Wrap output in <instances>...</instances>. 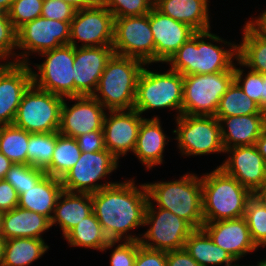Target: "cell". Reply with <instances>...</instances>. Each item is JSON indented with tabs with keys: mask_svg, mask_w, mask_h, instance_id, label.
Masks as SVG:
<instances>
[{
	"mask_svg": "<svg viewBox=\"0 0 266 266\" xmlns=\"http://www.w3.org/2000/svg\"><path fill=\"white\" fill-rule=\"evenodd\" d=\"M133 178L116 182L91 193L93 212L110 241H139L141 236L129 231L144 226L148 203L146 185Z\"/></svg>",
	"mask_w": 266,
	"mask_h": 266,
	"instance_id": "6da1fadb",
	"label": "cell"
},
{
	"mask_svg": "<svg viewBox=\"0 0 266 266\" xmlns=\"http://www.w3.org/2000/svg\"><path fill=\"white\" fill-rule=\"evenodd\" d=\"M212 42L221 44L219 46ZM237 47L238 43L226 41L211 33L210 30L197 31L170 57L166 64L183 76L234 71V62L238 60Z\"/></svg>",
	"mask_w": 266,
	"mask_h": 266,
	"instance_id": "7a4b0ae2",
	"label": "cell"
},
{
	"mask_svg": "<svg viewBox=\"0 0 266 266\" xmlns=\"http://www.w3.org/2000/svg\"><path fill=\"white\" fill-rule=\"evenodd\" d=\"M145 185L148 200L155 207L171 211L194 229L202 228L204 220L201 176L188 172L178 180L157 181Z\"/></svg>",
	"mask_w": 266,
	"mask_h": 266,
	"instance_id": "3957f363",
	"label": "cell"
},
{
	"mask_svg": "<svg viewBox=\"0 0 266 266\" xmlns=\"http://www.w3.org/2000/svg\"><path fill=\"white\" fill-rule=\"evenodd\" d=\"M203 220L215 222L244 217L252 192L217 166L202 174Z\"/></svg>",
	"mask_w": 266,
	"mask_h": 266,
	"instance_id": "277c9868",
	"label": "cell"
},
{
	"mask_svg": "<svg viewBox=\"0 0 266 266\" xmlns=\"http://www.w3.org/2000/svg\"><path fill=\"white\" fill-rule=\"evenodd\" d=\"M147 65L136 58L113 54L107 61L92 95L108 111L134 108L137 81Z\"/></svg>",
	"mask_w": 266,
	"mask_h": 266,
	"instance_id": "5b68a950",
	"label": "cell"
},
{
	"mask_svg": "<svg viewBox=\"0 0 266 266\" xmlns=\"http://www.w3.org/2000/svg\"><path fill=\"white\" fill-rule=\"evenodd\" d=\"M183 75L172 69L166 72H153L146 67L142 69L136 88L134 110L141 115L154 109H169L182 115Z\"/></svg>",
	"mask_w": 266,
	"mask_h": 266,
	"instance_id": "8992f818",
	"label": "cell"
},
{
	"mask_svg": "<svg viewBox=\"0 0 266 266\" xmlns=\"http://www.w3.org/2000/svg\"><path fill=\"white\" fill-rule=\"evenodd\" d=\"M63 101L32 83L23 94L13 125L29 133L58 132Z\"/></svg>",
	"mask_w": 266,
	"mask_h": 266,
	"instance_id": "52a82bcc",
	"label": "cell"
},
{
	"mask_svg": "<svg viewBox=\"0 0 266 266\" xmlns=\"http://www.w3.org/2000/svg\"><path fill=\"white\" fill-rule=\"evenodd\" d=\"M234 82V71L183 76L182 114L215 116L219 101Z\"/></svg>",
	"mask_w": 266,
	"mask_h": 266,
	"instance_id": "ba28073f",
	"label": "cell"
},
{
	"mask_svg": "<svg viewBox=\"0 0 266 266\" xmlns=\"http://www.w3.org/2000/svg\"><path fill=\"white\" fill-rule=\"evenodd\" d=\"M177 148L183 156H202L224 153L221 126L215 116H193L182 114L175 118Z\"/></svg>",
	"mask_w": 266,
	"mask_h": 266,
	"instance_id": "9c48e42d",
	"label": "cell"
},
{
	"mask_svg": "<svg viewBox=\"0 0 266 266\" xmlns=\"http://www.w3.org/2000/svg\"><path fill=\"white\" fill-rule=\"evenodd\" d=\"M149 229L138 234L140 244L144 247L174 251L184 249L185 242L194 228L184 219L171 211L158 208L148 200L145 210L144 227Z\"/></svg>",
	"mask_w": 266,
	"mask_h": 266,
	"instance_id": "30bf717a",
	"label": "cell"
},
{
	"mask_svg": "<svg viewBox=\"0 0 266 266\" xmlns=\"http://www.w3.org/2000/svg\"><path fill=\"white\" fill-rule=\"evenodd\" d=\"M39 56L46 58L42 63L35 64L38 73L31 68L33 84L63 98L74 97L75 47L62 45Z\"/></svg>",
	"mask_w": 266,
	"mask_h": 266,
	"instance_id": "8fae6325",
	"label": "cell"
},
{
	"mask_svg": "<svg viewBox=\"0 0 266 266\" xmlns=\"http://www.w3.org/2000/svg\"><path fill=\"white\" fill-rule=\"evenodd\" d=\"M119 160L108 150L82 152L78 162L60 179L63 190L94 193L115 182L98 183L119 167ZM98 181V182H97Z\"/></svg>",
	"mask_w": 266,
	"mask_h": 266,
	"instance_id": "7c38bea8",
	"label": "cell"
},
{
	"mask_svg": "<svg viewBox=\"0 0 266 266\" xmlns=\"http://www.w3.org/2000/svg\"><path fill=\"white\" fill-rule=\"evenodd\" d=\"M70 23L37 17L17 30V63H30L29 56L68 45Z\"/></svg>",
	"mask_w": 266,
	"mask_h": 266,
	"instance_id": "4fadbf2b",
	"label": "cell"
},
{
	"mask_svg": "<svg viewBox=\"0 0 266 266\" xmlns=\"http://www.w3.org/2000/svg\"><path fill=\"white\" fill-rule=\"evenodd\" d=\"M114 54L155 63V43L150 27V12L139 16L114 18Z\"/></svg>",
	"mask_w": 266,
	"mask_h": 266,
	"instance_id": "5bb4252c",
	"label": "cell"
},
{
	"mask_svg": "<svg viewBox=\"0 0 266 266\" xmlns=\"http://www.w3.org/2000/svg\"><path fill=\"white\" fill-rule=\"evenodd\" d=\"M113 40L114 16L98 0L88 8L76 11L70 22V45L74 47L112 46Z\"/></svg>",
	"mask_w": 266,
	"mask_h": 266,
	"instance_id": "9a60e30c",
	"label": "cell"
},
{
	"mask_svg": "<svg viewBox=\"0 0 266 266\" xmlns=\"http://www.w3.org/2000/svg\"><path fill=\"white\" fill-rule=\"evenodd\" d=\"M75 101L67 105V100ZM106 109L93 96H76L64 98L60 126L61 135L77 138L92 131H103V120Z\"/></svg>",
	"mask_w": 266,
	"mask_h": 266,
	"instance_id": "2e32d148",
	"label": "cell"
},
{
	"mask_svg": "<svg viewBox=\"0 0 266 266\" xmlns=\"http://www.w3.org/2000/svg\"><path fill=\"white\" fill-rule=\"evenodd\" d=\"M145 119L137 110L108 111L103 120L105 148L118 160L133 153L141 122Z\"/></svg>",
	"mask_w": 266,
	"mask_h": 266,
	"instance_id": "e0dca14e",
	"label": "cell"
},
{
	"mask_svg": "<svg viewBox=\"0 0 266 266\" xmlns=\"http://www.w3.org/2000/svg\"><path fill=\"white\" fill-rule=\"evenodd\" d=\"M30 64L0 63V125H12L23 94L32 84Z\"/></svg>",
	"mask_w": 266,
	"mask_h": 266,
	"instance_id": "ac0fdd59",
	"label": "cell"
},
{
	"mask_svg": "<svg viewBox=\"0 0 266 266\" xmlns=\"http://www.w3.org/2000/svg\"><path fill=\"white\" fill-rule=\"evenodd\" d=\"M228 158L219 165L226 174L234 177L251 192L264 187L266 162L256 145L236 146L226 149Z\"/></svg>",
	"mask_w": 266,
	"mask_h": 266,
	"instance_id": "d6986e66",
	"label": "cell"
},
{
	"mask_svg": "<svg viewBox=\"0 0 266 266\" xmlns=\"http://www.w3.org/2000/svg\"><path fill=\"white\" fill-rule=\"evenodd\" d=\"M113 54L112 46L75 47L74 97L95 93L99 78Z\"/></svg>",
	"mask_w": 266,
	"mask_h": 266,
	"instance_id": "ffe728a7",
	"label": "cell"
},
{
	"mask_svg": "<svg viewBox=\"0 0 266 266\" xmlns=\"http://www.w3.org/2000/svg\"><path fill=\"white\" fill-rule=\"evenodd\" d=\"M150 27L155 43V63H166L196 31L189 25L162 14L155 7L150 11Z\"/></svg>",
	"mask_w": 266,
	"mask_h": 266,
	"instance_id": "44dd1931",
	"label": "cell"
},
{
	"mask_svg": "<svg viewBox=\"0 0 266 266\" xmlns=\"http://www.w3.org/2000/svg\"><path fill=\"white\" fill-rule=\"evenodd\" d=\"M202 228L213 242L227 251L235 261H239L258 247L252 241L246 219H235L206 222Z\"/></svg>",
	"mask_w": 266,
	"mask_h": 266,
	"instance_id": "7402d4cb",
	"label": "cell"
},
{
	"mask_svg": "<svg viewBox=\"0 0 266 266\" xmlns=\"http://www.w3.org/2000/svg\"><path fill=\"white\" fill-rule=\"evenodd\" d=\"M152 117L145 118L141 122L133 152L142 165L146 167V170L164 163L163 153L165 145L168 144L170 139L163 131L160 118L155 115Z\"/></svg>",
	"mask_w": 266,
	"mask_h": 266,
	"instance_id": "603a6c76",
	"label": "cell"
},
{
	"mask_svg": "<svg viewBox=\"0 0 266 266\" xmlns=\"http://www.w3.org/2000/svg\"><path fill=\"white\" fill-rule=\"evenodd\" d=\"M221 126L224 149L254 145L265 129V115L216 117Z\"/></svg>",
	"mask_w": 266,
	"mask_h": 266,
	"instance_id": "cb8c5ba5",
	"label": "cell"
},
{
	"mask_svg": "<svg viewBox=\"0 0 266 266\" xmlns=\"http://www.w3.org/2000/svg\"><path fill=\"white\" fill-rule=\"evenodd\" d=\"M92 212L93 201L90 193L63 190L57 199L50 225L52 227L59 224L62 235L65 236Z\"/></svg>",
	"mask_w": 266,
	"mask_h": 266,
	"instance_id": "d4e9b609",
	"label": "cell"
},
{
	"mask_svg": "<svg viewBox=\"0 0 266 266\" xmlns=\"http://www.w3.org/2000/svg\"><path fill=\"white\" fill-rule=\"evenodd\" d=\"M63 186L60 178L45 175L36 185L30 186L19 196L20 208L52 219L57 199Z\"/></svg>",
	"mask_w": 266,
	"mask_h": 266,
	"instance_id": "484cf974",
	"label": "cell"
},
{
	"mask_svg": "<svg viewBox=\"0 0 266 266\" xmlns=\"http://www.w3.org/2000/svg\"><path fill=\"white\" fill-rule=\"evenodd\" d=\"M50 228L47 217L19 206L3 214V237L6 240L24 237L43 239V233Z\"/></svg>",
	"mask_w": 266,
	"mask_h": 266,
	"instance_id": "4316f807",
	"label": "cell"
},
{
	"mask_svg": "<svg viewBox=\"0 0 266 266\" xmlns=\"http://www.w3.org/2000/svg\"><path fill=\"white\" fill-rule=\"evenodd\" d=\"M208 2L210 3L208 0H161L154 7L197 32L211 30Z\"/></svg>",
	"mask_w": 266,
	"mask_h": 266,
	"instance_id": "83f0119b",
	"label": "cell"
},
{
	"mask_svg": "<svg viewBox=\"0 0 266 266\" xmlns=\"http://www.w3.org/2000/svg\"><path fill=\"white\" fill-rule=\"evenodd\" d=\"M184 249L201 266H235L232 256L217 246L203 228L194 229L187 238Z\"/></svg>",
	"mask_w": 266,
	"mask_h": 266,
	"instance_id": "f1b7e54d",
	"label": "cell"
},
{
	"mask_svg": "<svg viewBox=\"0 0 266 266\" xmlns=\"http://www.w3.org/2000/svg\"><path fill=\"white\" fill-rule=\"evenodd\" d=\"M242 31V41H240L237 47V65L266 75V40L246 21Z\"/></svg>",
	"mask_w": 266,
	"mask_h": 266,
	"instance_id": "f546056e",
	"label": "cell"
},
{
	"mask_svg": "<svg viewBox=\"0 0 266 266\" xmlns=\"http://www.w3.org/2000/svg\"><path fill=\"white\" fill-rule=\"evenodd\" d=\"M49 248L44 239L24 237L6 240L2 266H30Z\"/></svg>",
	"mask_w": 266,
	"mask_h": 266,
	"instance_id": "4dcf8cb0",
	"label": "cell"
},
{
	"mask_svg": "<svg viewBox=\"0 0 266 266\" xmlns=\"http://www.w3.org/2000/svg\"><path fill=\"white\" fill-rule=\"evenodd\" d=\"M64 240L71 247L91 248L100 252L110 242L94 212L73 227L64 236Z\"/></svg>",
	"mask_w": 266,
	"mask_h": 266,
	"instance_id": "1f68e13d",
	"label": "cell"
},
{
	"mask_svg": "<svg viewBox=\"0 0 266 266\" xmlns=\"http://www.w3.org/2000/svg\"><path fill=\"white\" fill-rule=\"evenodd\" d=\"M265 115L259 105L249 98L234 81L219 101L215 117Z\"/></svg>",
	"mask_w": 266,
	"mask_h": 266,
	"instance_id": "d6a6232c",
	"label": "cell"
},
{
	"mask_svg": "<svg viewBox=\"0 0 266 266\" xmlns=\"http://www.w3.org/2000/svg\"><path fill=\"white\" fill-rule=\"evenodd\" d=\"M76 138L56 132V145L50 165L44 170L47 175L62 178L79 160L81 156Z\"/></svg>",
	"mask_w": 266,
	"mask_h": 266,
	"instance_id": "836d02e7",
	"label": "cell"
},
{
	"mask_svg": "<svg viewBox=\"0 0 266 266\" xmlns=\"http://www.w3.org/2000/svg\"><path fill=\"white\" fill-rule=\"evenodd\" d=\"M31 133L12 125H0V152L13 164H27Z\"/></svg>",
	"mask_w": 266,
	"mask_h": 266,
	"instance_id": "e575fe53",
	"label": "cell"
},
{
	"mask_svg": "<svg viewBox=\"0 0 266 266\" xmlns=\"http://www.w3.org/2000/svg\"><path fill=\"white\" fill-rule=\"evenodd\" d=\"M56 145V132L31 133L29 136L27 164L45 170L51 163Z\"/></svg>",
	"mask_w": 266,
	"mask_h": 266,
	"instance_id": "d590c367",
	"label": "cell"
},
{
	"mask_svg": "<svg viewBox=\"0 0 266 266\" xmlns=\"http://www.w3.org/2000/svg\"><path fill=\"white\" fill-rule=\"evenodd\" d=\"M45 175L44 170L29 164H13L4 180L9 182L20 196L30 186L36 185Z\"/></svg>",
	"mask_w": 266,
	"mask_h": 266,
	"instance_id": "8d00e7d4",
	"label": "cell"
},
{
	"mask_svg": "<svg viewBox=\"0 0 266 266\" xmlns=\"http://www.w3.org/2000/svg\"><path fill=\"white\" fill-rule=\"evenodd\" d=\"M244 218L252 241L261 248L266 242V209L253 196L247 203Z\"/></svg>",
	"mask_w": 266,
	"mask_h": 266,
	"instance_id": "74e56055",
	"label": "cell"
},
{
	"mask_svg": "<svg viewBox=\"0 0 266 266\" xmlns=\"http://www.w3.org/2000/svg\"><path fill=\"white\" fill-rule=\"evenodd\" d=\"M44 0H13L7 12L14 28L18 30L24 24L41 16Z\"/></svg>",
	"mask_w": 266,
	"mask_h": 266,
	"instance_id": "f35d334b",
	"label": "cell"
},
{
	"mask_svg": "<svg viewBox=\"0 0 266 266\" xmlns=\"http://www.w3.org/2000/svg\"><path fill=\"white\" fill-rule=\"evenodd\" d=\"M17 30L14 28L6 12L0 11V63L16 62ZM14 60H10L9 58Z\"/></svg>",
	"mask_w": 266,
	"mask_h": 266,
	"instance_id": "ab89813d",
	"label": "cell"
},
{
	"mask_svg": "<svg viewBox=\"0 0 266 266\" xmlns=\"http://www.w3.org/2000/svg\"><path fill=\"white\" fill-rule=\"evenodd\" d=\"M114 18L148 14L153 6L148 0H98Z\"/></svg>",
	"mask_w": 266,
	"mask_h": 266,
	"instance_id": "60d3db41",
	"label": "cell"
},
{
	"mask_svg": "<svg viewBox=\"0 0 266 266\" xmlns=\"http://www.w3.org/2000/svg\"><path fill=\"white\" fill-rule=\"evenodd\" d=\"M236 66L234 63V81L262 109V74L251 70L246 73L243 68Z\"/></svg>",
	"mask_w": 266,
	"mask_h": 266,
	"instance_id": "b9f144b4",
	"label": "cell"
},
{
	"mask_svg": "<svg viewBox=\"0 0 266 266\" xmlns=\"http://www.w3.org/2000/svg\"><path fill=\"white\" fill-rule=\"evenodd\" d=\"M113 247L114 249H112ZM110 248L112 250L110 266H134L139 241H110L102 250V253Z\"/></svg>",
	"mask_w": 266,
	"mask_h": 266,
	"instance_id": "7bdbcfd3",
	"label": "cell"
},
{
	"mask_svg": "<svg viewBox=\"0 0 266 266\" xmlns=\"http://www.w3.org/2000/svg\"><path fill=\"white\" fill-rule=\"evenodd\" d=\"M77 9L63 0H44L41 17L71 22Z\"/></svg>",
	"mask_w": 266,
	"mask_h": 266,
	"instance_id": "ee69618b",
	"label": "cell"
},
{
	"mask_svg": "<svg viewBox=\"0 0 266 266\" xmlns=\"http://www.w3.org/2000/svg\"><path fill=\"white\" fill-rule=\"evenodd\" d=\"M134 266H167L166 251L150 249L139 242Z\"/></svg>",
	"mask_w": 266,
	"mask_h": 266,
	"instance_id": "f6af8a7d",
	"label": "cell"
},
{
	"mask_svg": "<svg viewBox=\"0 0 266 266\" xmlns=\"http://www.w3.org/2000/svg\"><path fill=\"white\" fill-rule=\"evenodd\" d=\"M81 152L93 153L105 148L103 131H92L76 138Z\"/></svg>",
	"mask_w": 266,
	"mask_h": 266,
	"instance_id": "bcb514c9",
	"label": "cell"
},
{
	"mask_svg": "<svg viewBox=\"0 0 266 266\" xmlns=\"http://www.w3.org/2000/svg\"><path fill=\"white\" fill-rule=\"evenodd\" d=\"M19 204V195L15 188L7 181L0 180V211L7 212Z\"/></svg>",
	"mask_w": 266,
	"mask_h": 266,
	"instance_id": "7dc6e473",
	"label": "cell"
},
{
	"mask_svg": "<svg viewBox=\"0 0 266 266\" xmlns=\"http://www.w3.org/2000/svg\"><path fill=\"white\" fill-rule=\"evenodd\" d=\"M167 266H201L192 258L185 249L167 251Z\"/></svg>",
	"mask_w": 266,
	"mask_h": 266,
	"instance_id": "c3c4849f",
	"label": "cell"
},
{
	"mask_svg": "<svg viewBox=\"0 0 266 266\" xmlns=\"http://www.w3.org/2000/svg\"><path fill=\"white\" fill-rule=\"evenodd\" d=\"M254 19V20H253ZM247 23L261 36L266 40V10L262 11L260 15L251 20L247 21Z\"/></svg>",
	"mask_w": 266,
	"mask_h": 266,
	"instance_id": "681fc988",
	"label": "cell"
},
{
	"mask_svg": "<svg viewBox=\"0 0 266 266\" xmlns=\"http://www.w3.org/2000/svg\"><path fill=\"white\" fill-rule=\"evenodd\" d=\"M13 163L0 152V180L5 178L6 173L9 171Z\"/></svg>",
	"mask_w": 266,
	"mask_h": 266,
	"instance_id": "f907efd6",
	"label": "cell"
},
{
	"mask_svg": "<svg viewBox=\"0 0 266 266\" xmlns=\"http://www.w3.org/2000/svg\"><path fill=\"white\" fill-rule=\"evenodd\" d=\"M259 154L263 157L266 162V128L262 131L260 137L256 140L255 143Z\"/></svg>",
	"mask_w": 266,
	"mask_h": 266,
	"instance_id": "816d5d0a",
	"label": "cell"
},
{
	"mask_svg": "<svg viewBox=\"0 0 266 266\" xmlns=\"http://www.w3.org/2000/svg\"><path fill=\"white\" fill-rule=\"evenodd\" d=\"M252 196L266 209V187L253 191Z\"/></svg>",
	"mask_w": 266,
	"mask_h": 266,
	"instance_id": "f5cc1de1",
	"label": "cell"
},
{
	"mask_svg": "<svg viewBox=\"0 0 266 266\" xmlns=\"http://www.w3.org/2000/svg\"><path fill=\"white\" fill-rule=\"evenodd\" d=\"M70 3L77 10L88 8L95 0H63Z\"/></svg>",
	"mask_w": 266,
	"mask_h": 266,
	"instance_id": "db71d44e",
	"label": "cell"
},
{
	"mask_svg": "<svg viewBox=\"0 0 266 266\" xmlns=\"http://www.w3.org/2000/svg\"><path fill=\"white\" fill-rule=\"evenodd\" d=\"M262 110H266V75L262 74Z\"/></svg>",
	"mask_w": 266,
	"mask_h": 266,
	"instance_id": "11a10c76",
	"label": "cell"
},
{
	"mask_svg": "<svg viewBox=\"0 0 266 266\" xmlns=\"http://www.w3.org/2000/svg\"><path fill=\"white\" fill-rule=\"evenodd\" d=\"M13 0H0V11L1 12H8Z\"/></svg>",
	"mask_w": 266,
	"mask_h": 266,
	"instance_id": "9f6ffc18",
	"label": "cell"
},
{
	"mask_svg": "<svg viewBox=\"0 0 266 266\" xmlns=\"http://www.w3.org/2000/svg\"><path fill=\"white\" fill-rule=\"evenodd\" d=\"M5 242L6 239L4 237H0V266L3 264Z\"/></svg>",
	"mask_w": 266,
	"mask_h": 266,
	"instance_id": "6f0895ef",
	"label": "cell"
},
{
	"mask_svg": "<svg viewBox=\"0 0 266 266\" xmlns=\"http://www.w3.org/2000/svg\"><path fill=\"white\" fill-rule=\"evenodd\" d=\"M3 214L4 212L0 211V237H3Z\"/></svg>",
	"mask_w": 266,
	"mask_h": 266,
	"instance_id": "680465c9",
	"label": "cell"
},
{
	"mask_svg": "<svg viewBox=\"0 0 266 266\" xmlns=\"http://www.w3.org/2000/svg\"><path fill=\"white\" fill-rule=\"evenodd\" d=\"M152 6L154 7L155 5H157L161 0H148Z\"/></svg>",
	"mask_w": 266,
	"mask_h": 266,
	"instance_id": "91938a15",
	"label": "cell"
},
{
	"mask_svg": "<svg viewBox=\"0 0 266 266\" xmlns=\"http://www.w3.org/2000/svg\"><path fill=\"white\" fill-rule=\"evenodd\" d=\"M258 263L261 265V266H266V258L258 261Z\"/></svg>",
	"mask_w": 266,
	"mask_h": 266,
	"instance_id": "94428289",
	"label": "cell"
},
{
	"mask_svg": "<svg viewBox=\"0 0 266 266\" xmlns=\"http://www.w3.org/2000/svg\"><path fill=\"white\" fill-rule=\"evenodd\" d=\"M235 266H240L239 264H235ZM242 266H261L258 262H257V265H242Z\"/></svg>",
	"mask_w": 266,
	"mask_h": 266,
	"instance_id": "6125c7cd",
	"label": "cell"
},
{
	"mask_svg": "<svg viewBox=\"0 0 266 266\" xmlns=\"http://www.w3.org/2000/svg\"><path fill=\"white\" fill-rule=\"evenodd\" d=\"M265 114V128H266V110L264 111Z\"/></svg>",
	"mask_w": 266,
	"mask_h": 266,
	"instance_id": "be15d7a7",
	"label": "cell"
},
{
	"mask_svg": "<svg viewBox=\"0 0 266 266\" xmlns=\"http://www.w3.org/2000/svg\"><path fill=\"white\" fill-rule=\"evenodd\" d=\"M262 248H265L266 247V242L264 244H262L261 246Z\"/></svg>",
	"mask_w": 266,
	"mask_h": 266,
	"instance_id": "e7e4bbea",
	"label": "cell"
}]
</instances>
